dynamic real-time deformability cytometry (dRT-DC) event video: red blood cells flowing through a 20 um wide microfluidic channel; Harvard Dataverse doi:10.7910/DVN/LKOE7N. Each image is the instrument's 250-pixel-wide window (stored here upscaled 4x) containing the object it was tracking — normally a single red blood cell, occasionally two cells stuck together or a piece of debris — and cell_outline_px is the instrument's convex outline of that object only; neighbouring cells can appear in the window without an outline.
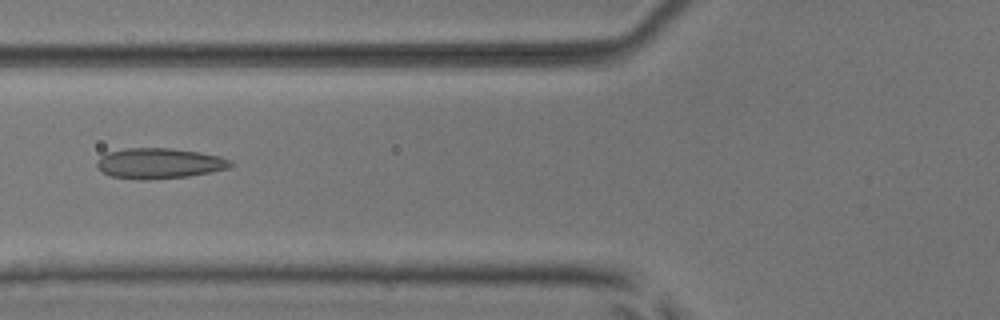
{"species": "common noctule bat (a hibernating species)", "species_latin": "Nyctalus noctula", "temperature_condition": "room temperature", "stored_images_in_passage": 6, "camera_frame_rate_fps": 3000, "um_per_image_px": 0.085, "animal": {"sex": "male", "body_mass_g": 17.9, "forearm_length_mm": 54.2}, "frame": {"image": 1, "passage_image": 6, "time_ms": 1.667, "image_size_px": [1000, 320], "cell_outline_px": [[232, 164], [228, 168], [212, 172], [188, 176], [148, 180], [140, 180], [112, 176], [100, 172], [96, 168], [96, 160], [100, 156], [108, 152], [124, 148], [172, 148], [220, 156], [232, 160]], "centroid_in_image_um": [13.49, 13.89], "position_along_channel_um": 112.3, "area_um2": 23.93}}